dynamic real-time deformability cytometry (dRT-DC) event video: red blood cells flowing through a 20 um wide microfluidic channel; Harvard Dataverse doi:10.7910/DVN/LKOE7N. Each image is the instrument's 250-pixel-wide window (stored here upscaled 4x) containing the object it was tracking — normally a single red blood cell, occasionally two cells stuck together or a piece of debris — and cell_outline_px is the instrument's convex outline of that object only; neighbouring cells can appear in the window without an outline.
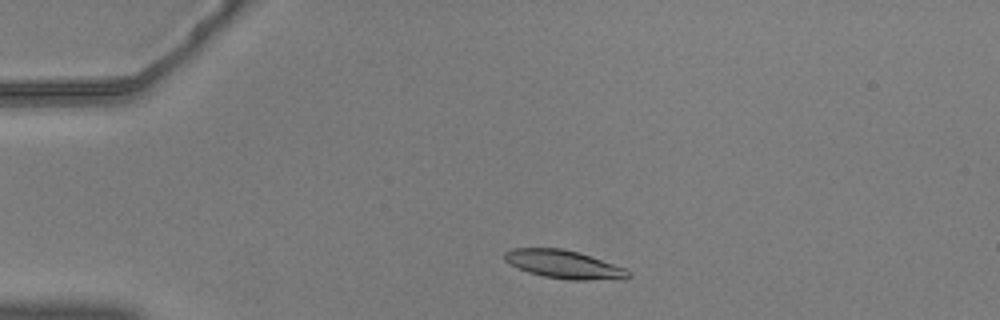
{"species": "common noctule bat (a hibernating species)", "species_latin": "Nyctalus noctula", "temperature_condition": "warm", "stored_images_in_passage": 43, "camera_frame_rate_fps": 3000, "um_per_image_px": 0.085, "animal": {"sex": "male", "body_mass_g": 20.5, "forearm_length_mm": 52.5}, "frame": {"image": 1, "passage_image": 2, "time_ms": 0.333, "image_size_px": [1000, 320], "cell_outline_px": [[632, 276], [624, 280], [568, 280], [544, 276], [528, 272], [504, 260], [504, 252], [512, 248], [564, 248], [624, 268]], "centroid_in_image_um": [47.94, 22.49], "position_along_channel_um": 37.1, "area_um2": 20.17}}
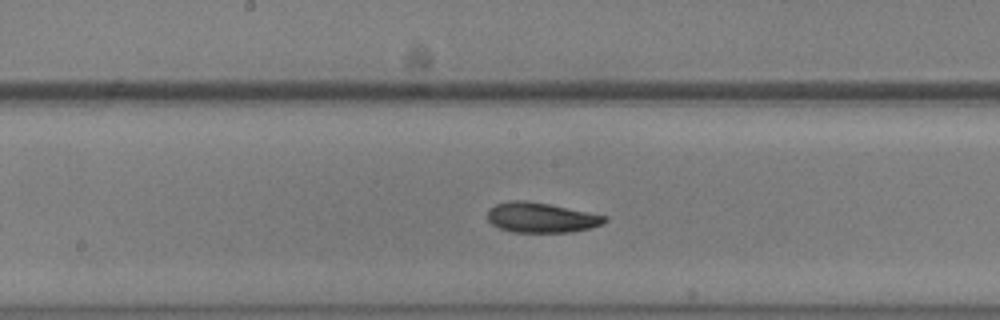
{"frame": {"image": 2, "passage_image": 19, "time_ms": 6.0, "image_size_px": [1000, 320], "cell_outline_px": [[608, 220], [592, 228], [572, 232], [512, 232], [500, 228], [492, 224], [488, 220], [488, 208], [496, 204], [508, 200], [524, 200], [548, 204], [608, 216]], "centroid_in_image_um": [45.99, 18.49], "position_along_channel_um": 202.2, "area_um2": 20.52}}
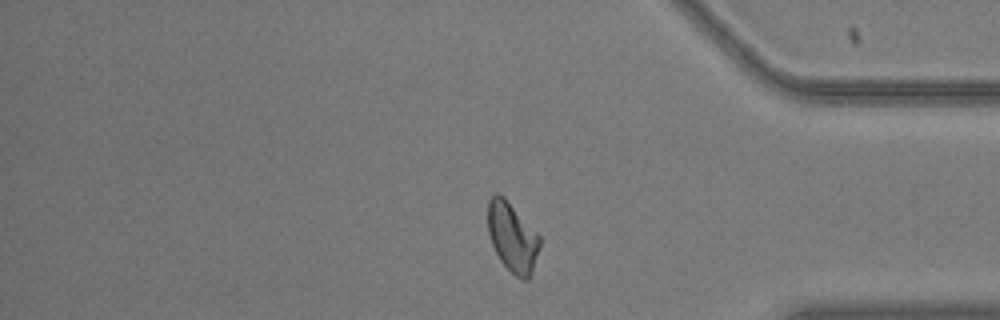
{"frame": {"image": 3, "passage_image": 36, "time_ms": 11.667, "image_size_px": [1000, 320], "cell_outline_px": [[540, 244], [532, 272], [528, 280], [520, 280], [500, 260], [492, 244], [488, 232], [488, 200], [496, 192], [504, 196], [540, 236]], "centroid_in_image_um": [43.54, 20.15], "position_along_channel_um": 391.7, "area_um2": 20.81}}